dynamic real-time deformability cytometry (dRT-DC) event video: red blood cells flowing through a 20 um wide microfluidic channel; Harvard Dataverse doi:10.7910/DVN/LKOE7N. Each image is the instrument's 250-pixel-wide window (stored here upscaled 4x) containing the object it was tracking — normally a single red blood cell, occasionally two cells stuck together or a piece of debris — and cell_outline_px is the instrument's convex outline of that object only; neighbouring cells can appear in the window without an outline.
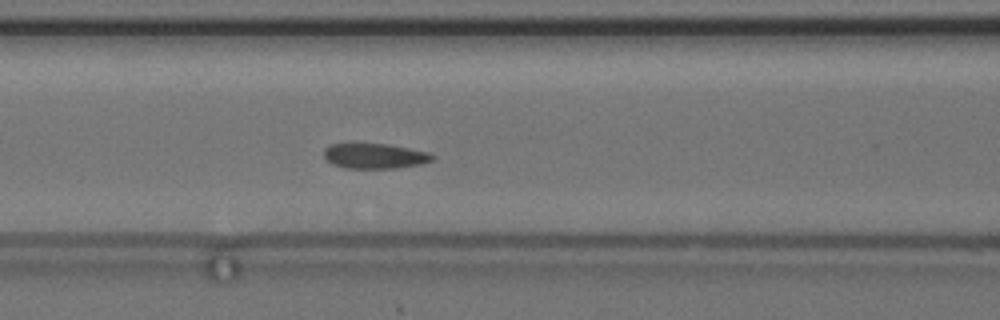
{"species": "common noctule bat (a hibernating species)", "species_latin": "Nyctalus noctula", "temperature_condition": "cold", "stored_images_in_passage": 55, "camera_frame_rate_fps": 3000, "um_per_image_px": 0.085, "animal": {"sex": "female", "body_mass_g": 24.6, "forearm_length_mm": 56.2}, "frame": {"image": 1, "passage_image": 24, "time_ms": 7.667, "image_size_px": [1000, 320], "cell_outline_px": [[436, 156], [432, 160], [420, 164], [396, 168], [344, 168], [332, 164], [324, 156], [324, 148], [328, 144], [388, 144], [428, 152]], "centroid_in_image_um": [31.84, 13.26], "position_along_channel_um": 134.8, "area_um2": 15.84}, "authors_computed_cell_mechanics": {"area_um2": 16.2418, "velocity_mm_per_s": 3.6101, "shape_relaxation_time_tau1_ms": 4.1073, "shape_relaxation_time_tau2_ms": 2.3883, "deformation_change_tau1": 0.078, "deformation_change_tau2": 0.0604}}